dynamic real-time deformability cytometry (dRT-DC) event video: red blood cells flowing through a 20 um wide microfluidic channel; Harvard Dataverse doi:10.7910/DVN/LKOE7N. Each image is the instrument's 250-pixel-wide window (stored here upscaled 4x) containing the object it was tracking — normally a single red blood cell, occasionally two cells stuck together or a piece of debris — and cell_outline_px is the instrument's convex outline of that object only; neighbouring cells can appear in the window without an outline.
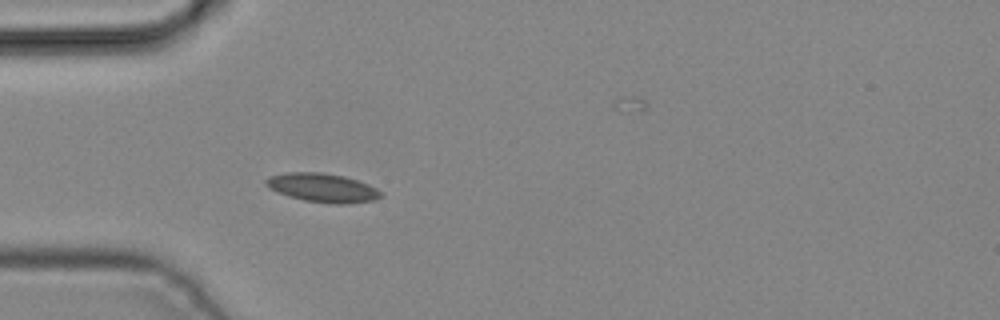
{"species": "common noctule bat (a hibernating species)", "species_latin": "Nyctalus noctula", "temperature_condition": "cold", "stored_images_in_passage": 2, "camera_frame_rate_fps": 3000, "um_per_image_px": 0.085, "animal": {"sex": "male", "body_mass_g": 19.2, "forearm_length_mm": 51.8}, "frame": {"image": 1, "passage_image": 2, "time_ms": 0.333, "image_size_px": [1000, 320], "cell_outline_px": [[384, 196], [376, 200], [348, 204], [332, 204], [304, 200], [288, 196], [276, 192], [268, 188], [264, 184], [264, 180], [268, 176], [284, 172], [320, 172], [344, 176], [368, 184], [376, 188]], "centroid_in_image_um": [27.38, 15.96], "position_along_channel_um": 57.6, "area_um2": 19.59}}